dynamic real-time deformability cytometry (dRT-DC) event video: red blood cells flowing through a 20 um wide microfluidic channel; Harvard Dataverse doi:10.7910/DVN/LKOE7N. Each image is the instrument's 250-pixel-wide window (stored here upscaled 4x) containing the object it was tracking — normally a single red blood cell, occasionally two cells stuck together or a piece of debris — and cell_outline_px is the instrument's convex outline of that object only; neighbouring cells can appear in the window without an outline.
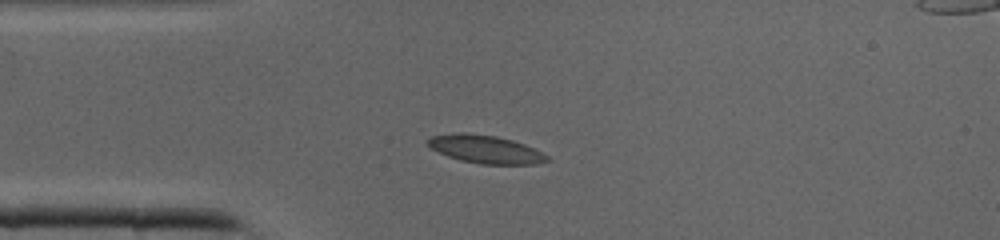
{"species": "common noctule bat (a hibernating species)", "species_latin": "Nyctalus noctula", "temperature_condition": "cold", "stored_images_in_passage": 33, "segment_of_instrument_passage": [1, 2], "camera_frame_rate_fps": 3000, "um_per_image_px": 0.085, "animal": {"sex": "male", "body_mass_g": 19.0, "forearm_length_mm": 50.8}, "frame": {"image": 1, "passage_image": 1, "time_ms": 0.0, "image_size_px": [1000, 240], "cell_outline_px": [[552, 160], [536, 164], [480, 164], [460, 160], [448, 156], [424, 144], [432, 136], [456, 132], [468, 132], [496, 136], [512, 140], [524, 144], [548, 156]], "centroid_in_image_um": [41.25, 12.68], "position_along_channel_um": 43.7, "area_um2": 19.48}}
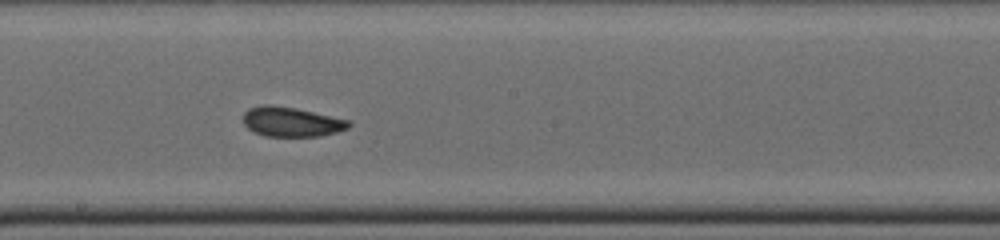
{"frame": {"image": 2, "passage_image": 13, "time_ms": 4.0, "image_size_px": [1000, 240], "cell_outline_px": [[352, 124], [348, 128], [336, 132], [320, 136], [264, 136], [248, 128], [244, 124], [244, 112], [248, 108], [264, 104], [268, 104], [296, 108], [348, 120]], "centroid_in_image_um": [24.75, 10.35], "position_along_channel_um": 223.4, "area_um2": 18.09}}
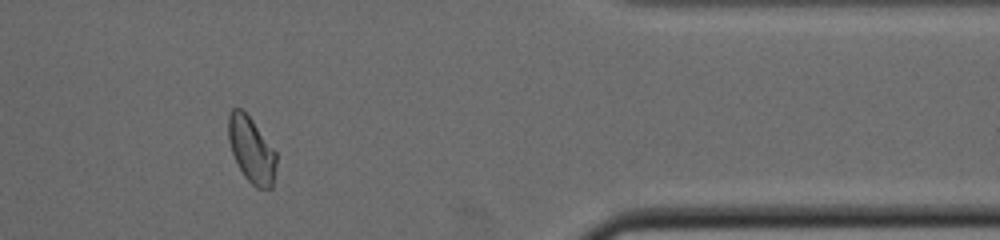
{"frame": {"image": 3, "passage_image": 25, "time_ms": 8.0, "image_size_px": [1000, 240], "cell_outline_px": [[276, 164], [272, 188], [256, 188], [244, 176], [232, 152], [228, 140], [228, 116], [232, 108], [240, 108], [252, 120], [276, 152]], "centroid_in_image_um": [21.36, 12.73], "position_along_channel_um": 390.0, "area_um2": 18.09}}